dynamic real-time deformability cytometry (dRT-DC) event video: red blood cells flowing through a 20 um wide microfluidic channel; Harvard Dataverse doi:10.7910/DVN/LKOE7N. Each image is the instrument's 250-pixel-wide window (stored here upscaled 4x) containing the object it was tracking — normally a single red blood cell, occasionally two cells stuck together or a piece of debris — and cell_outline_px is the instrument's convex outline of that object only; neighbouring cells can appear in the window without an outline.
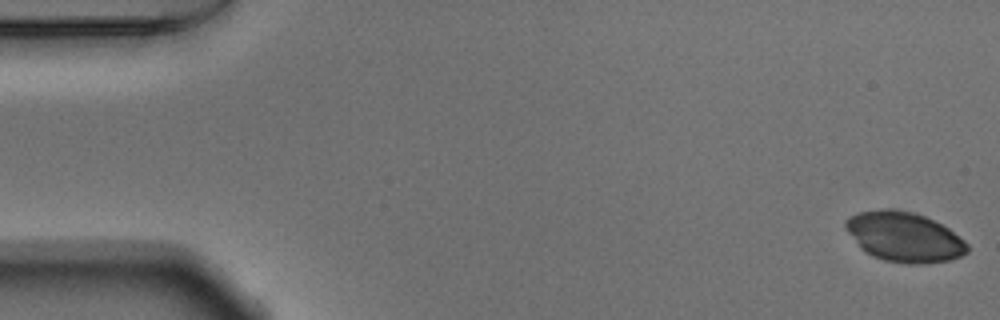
{"species": "Egyptian fruit bat (a non-hibernating species)", "species_latin": "Rousettus aegyptiacus", "temperature_condition": "warm", "stored_images_in_passage": 53, "camera_frame_rate_fps": 3000, "um_per_image_px": 0.085, "animal": {"sex": "male"}, "frame": {"image": 1, "passage_image": 1, "time_ms": 0.0, "image_size_px": [1000, 320], "cell_outline_px": [[968, 252], [960, 256], [948, 260], [920, 264], [908, 264], [884, 260], [872, 256], [864, 252], [860, 248], [848, 232], [844, 224], [844, 220], [848, 216], [860, 212], [912, 212], [924, 216], [948, 228], [964, 240], [968, 244]], "centroid_in_image_um": [76.86, 20.19], "position_along_channel_um": 8.1, "area_um2": 34.45}}